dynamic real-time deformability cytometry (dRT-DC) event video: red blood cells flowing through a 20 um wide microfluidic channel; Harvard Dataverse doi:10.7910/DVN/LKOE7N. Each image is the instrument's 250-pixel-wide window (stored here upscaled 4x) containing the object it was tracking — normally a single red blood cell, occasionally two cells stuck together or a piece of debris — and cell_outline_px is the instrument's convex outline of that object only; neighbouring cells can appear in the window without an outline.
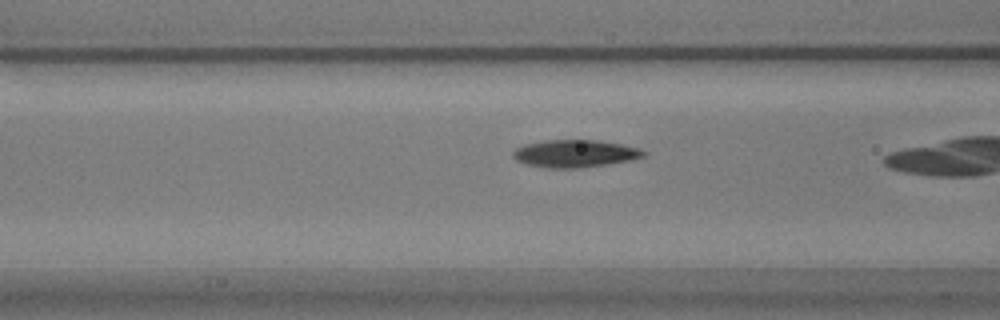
{"species": "common noctule bat (a hibernating species)", "species_latin": "Nyctalus noctula", "temperature_condition": "warm", "stored_images_in_passage": 26, "camera_frame_rate_fps": 3000, "um_per_image_px": 0.085, "animal": {"sex": "male", "body_mass_g": 17.9}, "frame": {"image": 1, "passage_image": 12, "time_ms": 3.667, "image_size_px": [1000, 320], "cell_outline_px": [[648, 152], [644, 156], [632, 160], [608, 164], [580, 168], [548, 168], [524, 164], [516, 160], [512, 156], [512, 152], [516, 148], [524, 144], [544, 140], [600, 140], [640, 148]], "centroid_in_image_um": [48.87, 13.05], "position_along_channel_um": 117.7, "area_um2": 21.15}}
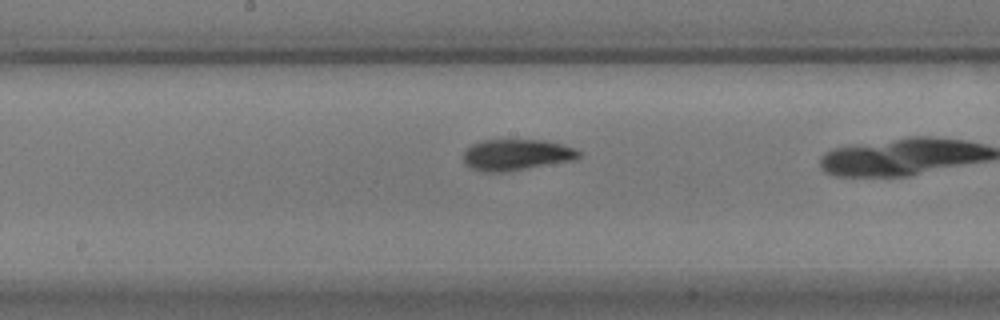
{"frame": {"image": 2, "passage_image": 19, "time_ms": 6.0, "image_size_px": [1000, 320], "cell_outline_px": [[580, 156], [572, 160], [508, 172], [480, 172], [464, 164], [464, 152], [472, 144], [484, 140], [544, 140], [576, 148], [580, 152]], "centroid_in_image_um": [43.87, 13.17], "position_along_channel_um": 204.3, "area_um2": 20.92}}
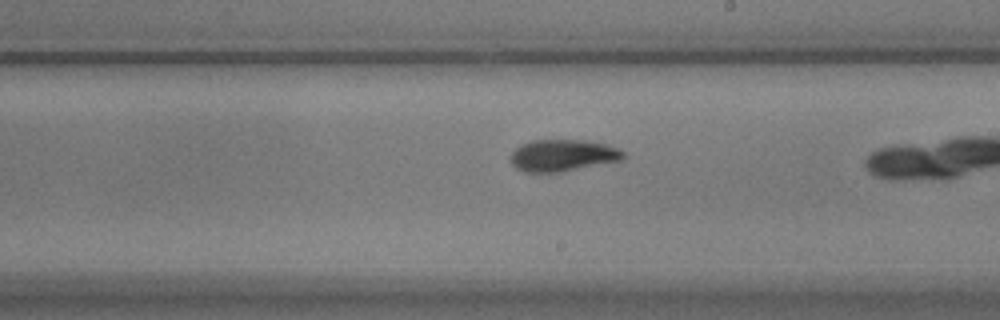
{"frame": {"image": 3, "passage_image": 22, "time_ms": 7.0, "image_size_px": [1000, 320], "cell_outline_px": [[624, 160], [564, 172], [524, 172], [516, 168], [508, 160], [512, 152], [520, 144], [532, 140], [580, 140], [608, 144], [624, 152]], "centroid_in_image_um": [47.82, 13.22], "position_along_channel_um": 241.2, "area_um2": 21.21}}